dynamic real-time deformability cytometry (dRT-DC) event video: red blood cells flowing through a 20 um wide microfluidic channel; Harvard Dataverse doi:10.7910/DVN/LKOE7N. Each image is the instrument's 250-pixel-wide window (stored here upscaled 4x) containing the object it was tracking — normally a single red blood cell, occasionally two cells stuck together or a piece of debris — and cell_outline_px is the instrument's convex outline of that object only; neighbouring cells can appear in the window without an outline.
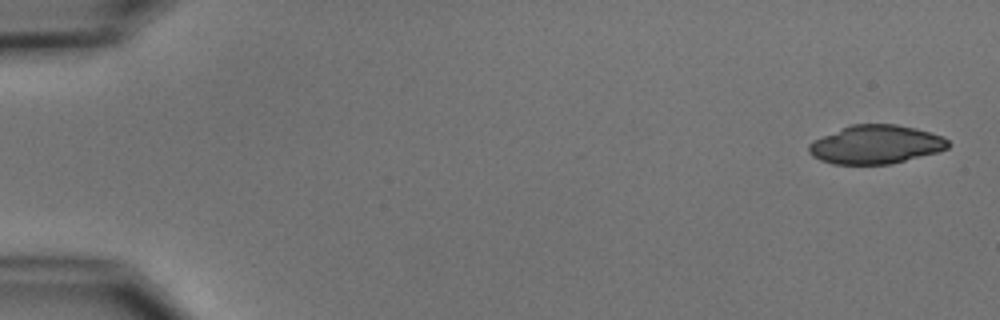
{"species": "common noctule bat (a hibernating species)", "species_latin": "Nyctalus noctula", "temperature_condition": "cold", "stored_images_in_passage": 6, "camera_frame_rate_fps": 3000, "um_per_image_px": 0.085, "animal": {"sex": "male", "body_mass_g": 15.6}, "frame": {"image": 1, "passage_image": 1, "time_ms": 0.0, "image_size_px": [1000, 320], "cell_outline_px": [[948, 148], [936, 152], [892, 164], [832, 164], [820, 160], [812, 156], [808, 152], [808, 144], [812, 140], [852, 124], [896, 124], [916, 128], [944, 136], [948, 140]], "centroid_in_image_um": [74.42, 12.28], "position_along_channel_um": 10.6, "area_um2": 31.39}}